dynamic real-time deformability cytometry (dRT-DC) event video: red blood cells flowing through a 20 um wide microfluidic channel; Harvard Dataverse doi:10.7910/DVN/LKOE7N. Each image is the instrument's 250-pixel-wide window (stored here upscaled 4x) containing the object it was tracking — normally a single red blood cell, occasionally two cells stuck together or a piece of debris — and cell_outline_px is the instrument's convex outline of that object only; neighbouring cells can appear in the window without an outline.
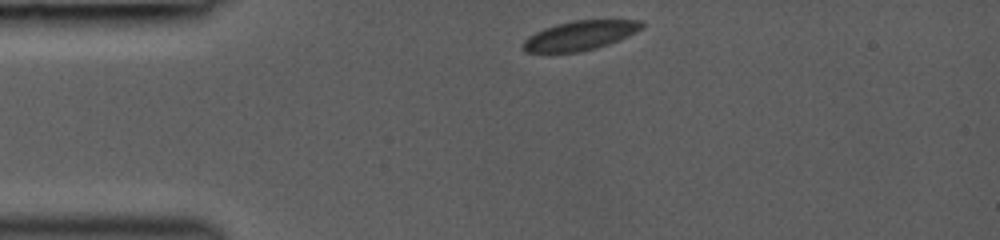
{"species": "common noctule bat (a hibernating species)", "species_latin": "Nyctalus noctula", "temperature_condition": "room temperature", "stored_images_in_passage": 33, "camera_frame_rate_fps": 3000, "um_per_image_px": 0.085, "animal": {"sex": "female", "body_mass_g": 19.0, "forearm_length_mm": 53.3}, "frame": {"image": 1, "passage_image": 1, "time_ms": 0.0, "image_size_px": [1000, 240], "cell_outline_px": [[644, 28], [628, 36], [608, 44], [596, 48], [580, 52], [524, 52], [520, 48], [520, 44], [528, 36], [544, 28], [556, 24], [572, 20], [640, 20], [644, 24]], "centroid_in_image_um": [49.27, 3.02], "position_along_channel_um": 35.7, "area_um2": 20.46}}
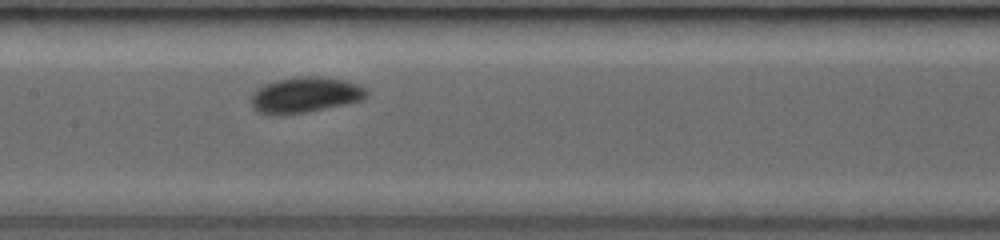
{"frame": {"image": 2, "passage_image": 14, "time_ms": 4.333, "image_size_px": [1000, 240], "cell_outline_px": [[368, 96], [364, 100], [308, 112], [280, 116], [268, 116], [256, 112], [252, 108], [252, 96], [256, 88], [264, 84], [276, 80], [300, 76], [308, 76], [344, 80], [360, 84], [368, 92]], "centroid_in_image_um": [25.9, 8.1], "position_along_channel_um": 181.5, "area_um2": 24.39}}
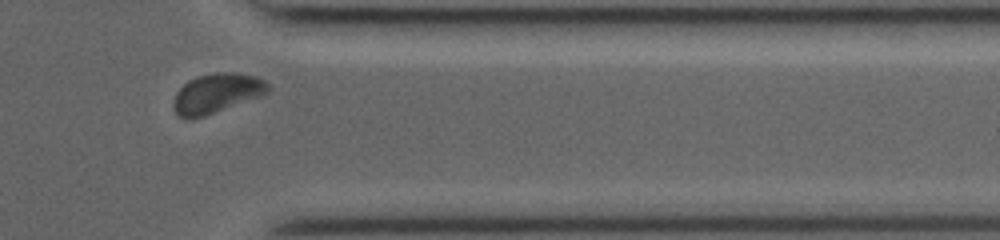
{"frame": {"image": 3, "passage_image": 29, "time_ms": 9.333, "image_size_px": [1000, 240], "cell_outline_px": [[272, 88], [268, 92], [260, 96], [204, 116], [192, 120], [184, 120], [172, 108], [172, 100], [176, 92], [188, 80], [196, 76], [216, 72], [236, 72], [256, 76], [264, 80]], "centroid_in_image_um": [18.39, 7.93], "position_along_channel_um": 393.0, "area_um2": 22.08}, "authors_computed_cell_mechanics": {"area_um2": 21.7906, "velocity_mm_per_s": 4.2194, "shape_relaxation_time_tau1_ms": 4.772, "shape_relaxation_time_tau2_ms": null, "deformation_change_tau1": 0.1443, "deformation_change_tau2": null}}